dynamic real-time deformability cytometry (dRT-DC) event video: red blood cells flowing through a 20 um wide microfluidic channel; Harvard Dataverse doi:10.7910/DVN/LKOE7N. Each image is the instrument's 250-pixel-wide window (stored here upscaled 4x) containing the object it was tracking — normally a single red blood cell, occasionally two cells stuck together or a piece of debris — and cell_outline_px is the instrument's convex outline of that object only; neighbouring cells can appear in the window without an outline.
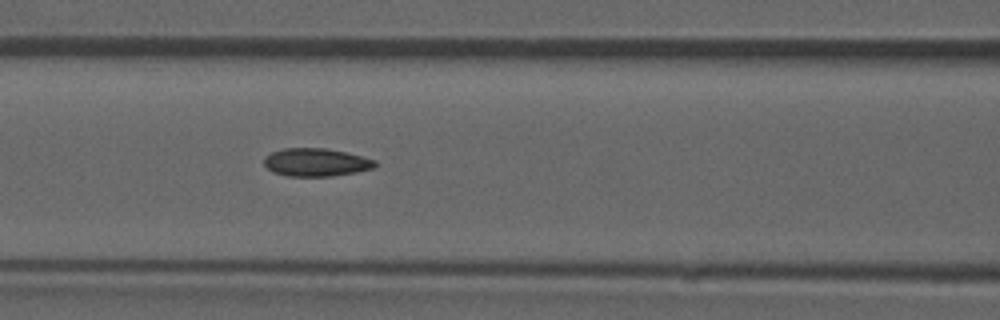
{"species": "common noctule bat (a hibernating species)", "species_latin": "Nyctalus noctula", "temperature_condition": "room temperature", "stored_images_in_passage": 49, "camera_frame_rate_fps": 3000, "um_per_image_px": 0.085, "animal": {"sex": "male", "forearm_length_mm": 52.5}, "frame": {"image": 1, "passage_image": 22, "time_ms": 7.0, "image_size_px": [1000, 320], "cell_outline_px": [[376, 168], [356, 172], [332, 176], [288, 176], [272, 172], [264, 164], [264, 156], [272, 152], [284, 148], [324, 148], [344, 152], [376, 160]], "centroid_in_image_um": [26.85, 13.8], "position_along_channel_um": 139.7, "area_um2": 18.09}}